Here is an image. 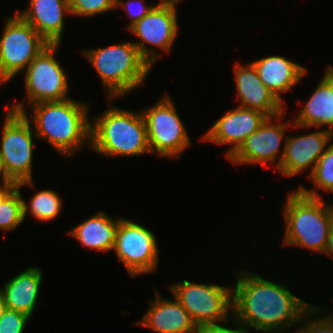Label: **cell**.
Returning <instances> with one entry per match:
<instances>
[{
  "mask_svg": "<svg viewBox=\"0 0 333 333\" xmlns=\"http://www.w3.org/2000/svg\"><path fill=\"white\" fill-rule=\"evenodd\" d=\"M232 288V318L240 327L256 331H283L303 323V314L312 306L293 295L285 285L265 280L247 270L237 273ZM234 315V316H233ZM302 320V321H300Z\"/></svg>",
  "mask_w": 333,
  "mask_h": 333,
  "instance_id": "6da1fadb",
  "label": "cell"
},
{
  "mask_svg": "<svg viewBox=\"0 0 333 333\" xmlns=\"http://www.w3.org/2000/svg\"><path fill=\"white\" fill-rule=\"evenodd\" d=\"M33 131L45 139L66 158L90 144L91 123L88 105L68 98L62 101H44L33 104Z\"/></svg>",
  "mask_w": 333,
  "mask_h": 333,
  "instance_id": "7a4b0ae2",
  "label": "cell"
},
{
  "mask_svg": "<svg viewBox=\"0 0 333 333\" xmlns=\"http://www.w3.org/2000/svg\"><path fill=\"white\" fill-rule=\"evenodd\" d=\"M315 190L302 185L288 194L284 206V246L295 245L325 254L333 225V207L325 205Z\"/></svg>",
  "mask_w": 333,
  "mask_h": 333,
  "instance_id": "3957f363",
  "label": "cell"
},
{
  "mask_svg": "<svg viewBox=\"0 0 333 333\" xmlns=\"http://www.w3.org/2000/svg\"><path fill=\"white\" fill-rule=\"evenodd\" d=\"M89 146L98 154L112 157L151 153L142 113L111 106L91 123Z\"/></svg>",
  "mask_w": 333,
  "mask_h": 333,
  "instance_id": "277c9868",
  "label": "cell"
},
{
  "mask_svg": "<svg viewBox=\"0 0 333 333\" xmlns=\"http://www.w3.org/2000/svg\"><path fill=\"white\" fill-rule=\"evenodd\" d=\"M83 55L99 74L110 99L125 95L143 84L152 67L131 42L84 50Z\"/></svg>",
  "mask_w": 333,
  "mask_h": 333,
  "instance_id": "5b68a950",
  "label": "cell"
},
{
  "mask_svg": "<svg viewBox=\"0 0 333 333\" xmlns=\"http://www.w3.org/2000/svg\"><path fill=\"white\" fill-rule=\"evenodd\" d=\"M27 112L22 103L8 108L0 142V168L15 186H34L32 178L33 136ZM34 134V135H33Z\"/></svg>",
  "mask_w": 333,
  "mask_h": 333,
  "instance_id": "8992f818",
  "label": "cell"
},
{
  "mask_svg": "<svg viewBox=\"0 0 333 333\" xmlns=\"http://www.w3.org/2000/svg\"><path fill=\"white\" fill-rule=\"evenodd\" d=\"M8 19V20H7ZM6 19L0 39V84L9 82L49 43L17 13Z\"/></svg>",
  "mask_w": 333,
  "mask_h": 333,
  "instance_id": "52a82bcc",
  "label": "cell"
},
{
  "mask_svg": "<svg viewBox=\"0 0 333 333\" xmlns=\"http://www.w3.org/2000/svg\"><path fill=\"white\" fill-rule=\"evenodd\" d=\"M160 101L143 110L148 144L151 153L177 158L188 146L190 139L172 99L165 92Z\"/></svg>",
  "mask_w": 333,
  "mask_h": 333,
  "instance_id": "ba28073f",
  "label": "cell"
},
{
  "mask_svg": "<svg viewBox=\"0 0 333 333\" xmlns=\"http://www.w3.org/2000/svg\"><path fill=\"white\" fill-rule=\"evenodd\" d=\"M175 299L187 310L197 327L216 322L229 323L232 310V289L221 285L173 283L169 288Z\"/></svg>",
  "mask_w": 333,
  "mask_h": 333,
  "instance_id": "9c48e42d",
  "label": "cell"
},
{
  "mask_svg": "<svg viewBox=\"0 0 333 333\" xmlns=\"http://www.w3.org/2000/svg\"><path fill=\"white\" fill-rule=\"evenodd\" d=\"M113 249L131 276L156 271L159 259L156 237L132 219L119 220Z\"/></svg>",
  "mask_w": 333,
  "mask_h": 333,
  "instance_id": "30bf717a",
  "label": "cell"
},
{
  "mask_svg": "<svg viewBox=\"0 0 333 333\" xmlns=\"http://www.w3.org/2000/svg\"><path fill=\"white\" fill-rule=\"evenodd\" d=\"M59 44L46 46L26 67L25 87L29 104L68 99V76L55 59Z\"/></svg>",
  "mask_w": 333,
  "mask_h": 333,
  "instance_id": "8fae6325",
  "label": "cell"
},
{
  "mask_svg": "<svg viewBox=\"0 0 333 333\" xmlns=\"http://www.w3.org/2000/svg\"><path fill=\"white\" fill-rule=\"evenodd\" d=\"M176 12L175 4L158 3L146 16L129 28L140 40L139 43L134 42L140 55L151 66L160 54L148 46L152 45L169 52L176 39L179 28Z\"/></svg>",
  "mask_w": 333,
  "mask_h": 333,
  "instance_id": "7c38bea8",
  "label": "cell"
},
{
  "mask_svg": "<svg viewBox=\"0 0 333 333\" xmlns=\"http://www.w3.org/2000/svg\"><path fill=\"white\" fill-rule=\"evenodd\" d=\"M283 113L267 117L261 126L251 133L239 149L228 159L238 164H266L277 163L275 160L280 153V145L284 139L285 130L293 122L272 124V120H280ZM277 118V119H276ZM278 154V155H277Z\"/></svg>",
  "mask_w": 333,
  "mask_h": 333,
  "instance_id": "4fadbf2b",
  "label": "cell"
},
{
  "mask_svg": "<svg viewBox=\"0 0 333 333\" xmlns=\"http://www.w3.org/2000/svg\"><path fill=\"white\" fill-rule=\"evenodd\" d=\"M332 136L333 132L323 129L297 137H287L283 151L278 156V171L291 177L311 166V175L320 156L330 146L327 144Z\"/></svg>",
  "mask_w": 333,
  "mask_h": 333,
  "instance_id": "5bb4252c",
  "label": "cell"
},
{
  "mask_svg": "<svg viewBox=\"0 0 333 333\" xmlns=\"http://www.w3.org/2000/svg\"><path fill=\"white\" fill-rule=\"evenodd\" d=\"M262 112L237 106L228 110L221 118L213 123L212 127L202 137L205 141L218 144H233L226 157L229 158L244 143L246 138L256 131L266 120Z\"/></svg>",
  "mask_w": 333,
  "mask_h": 333,
  "instance_id": "9a60e30c",
  "label": "cell"
},
{
  "mask_svg": "<svg viewBox=\"0 0 333 333\" xmlns=\"http://www.w3.org/2000/svg\"><path fill=\"white\" fill-rule=\"evenodd\" d=\"M234 73L241 107L262 112L267 117L285 113L282 102L262 83L252 63L246 67L235 64Z\"/></svg>",
  "mask_w": 333,
  "mask_h": 333,
  "instance_id": "2e32d148",
  "label": "cell"
},
{
  "mask_svg": "<svg viewBox=\"0 0 333 333\" xmlns=\"http://www.w3.org/2000/svg\"><path fill=\"white\" fill-rule=\"evenodd\" d=\"M154 301L150 302L143 318L135 324L157 333H196L197 325L187 310L176 301L163 299L155 290Z\"/></svg>",
  "mask_w": 333,
  "mask_h": 333,
  "instance_id": "e0dca14e",
  "label": "cell"
},
{
  "mask_svg": "<svg viewBox=\"0 0 333 333\" xmlns=\"http://www.w3.org/2000/svg\"><path fill=\"white\" fill-rule=\"evenodd\" d=\"M49 44H61L64 14L70 13L69 0H30L29 9L19 13Z\"/></svg>",
  "mask_w": 333,
  "mask_h": 333,
  "instance_id": "ac0fdd59",
  "label": "cell"
},
{
  "mask_svg": "<svg viewBox=\"0 0 333 333\" xmlns=\"http://www.w3.org/2000/svg\"><path fill=\"white\" fill-rule=\"evenodd\" d=\"M257 71L262 83L280 100L281 95L286 93L307 73L306 68L283 56H269L251 62Z\"/></svg>",
  "mask_w": 333,
  "mask_h": 333,
  "instance_id": "d6986e66",
  "label": "cell"
},
{
  "mask_svg": "<svg viewBox=\"0 0 333 333\" xmlns=\"http://www.w3.org/2000/svg\"><path fill=\"white\" fill-rule=\"evenodd\" d=\"M42 279L39 268L28 267L9 280L4 288L0 289L7 308L31 317L36 308Z\"/></svg>",
  "mask_w": 333,
  "mask_h": 333,
  "instance_id": "ffe728a7",
  "label": "cell"
},
{
  "mask_svg": "<svg viewBox=\"0 0 333 333\" xmlns=\"http://www.w3.org/2000/svg\"><path fill=\"white\" fill-rule=\"evenodd\" d=\"M120 219L115 218L114 221L106 213L98 212L74 227L69 234L83 246L106 253L113 249Z\"/></svg>",
  "mask_w": 333,
  "mask_h": 333,
  "instance_id": "44dd1931",
  "label": "cell"
},
{
  "mask_svg": "<svg viewBox=\"0 0 333 333\" xmlns=\"http://www.w3.org/2000/svg\"><path fill=\"white\" fill-rule=\"evenodd\" d=\"M293 122L295 128L328 125L331 128L327 129L333 132V92L323 79L320 80L318 87L313 91Z\"/></svg>",
  "mask_w": 333,
  "mask_h": 333,
  "instance_id": "7402d4cb",
  "label": "cell"
},
{
  "mask_svg": "<svg viewBox=\"0 0 333 333\" xmlns=\"http://www.w3.org/2000/svg\"><path fill=\"white\" fill-rule=\"evenodd\" d=\"M28 205L26 201L23 200V219H25L28 212H30L31 216L38 221L48 222L56 218L60 213L62 200L58 193L54 191L41 190L31 198Z\"/></svg>",
  "mask_w": 333,
  "mask_h": 333,
  "instance_id": "603a6c76",
  "label": "cell"
},
{
  "mask_svg": "<svg viewBox=\"0 0 333 333\" xmlns=\"http://www.w3.org/2000/svg\"><path fill=\"white\" fill-rule=\"evenodd\" d=\"M23 200L19 186H15L0 201V229L15 230L23 221Z\"/></svg>",
  "mask_w": 333,
  "mask_h": 333,
  "instance_id": "cb8c5ba5",
  "label": "cell"
},
{
  "mask_svg": "<svg viewBox=\"0 0 333 333\" xmlns=\"http://www.w3.org/2000/svg\"><path fill=\"white\" fill-rule=\"evenodd\" d=\"M308 177L317 189L333 192V142L320 156L314 171Z\"/></svg>",
  "mask_w": 333,
  "mask_h": 333,
  "instance_id": "d4e9b609",
  "label": "cell"
},
{
  "mask_svg": "<svg viewBox=\"0 0 333 333\" xmlns=\"http://www.w3.org/2000/svg\"><path fill=\"white\" fill-rule=\"evenodd\" d=\"M71 15L93 17L101 13L112 11L115 0H69Z\"/></svg>",
  "mask_w": 333,
  "mask_h": 333,
  "instance_id": "484cf974",
  "label": "cell"
},
{
  "mask_svg": "<svg viewBox=\"0 0 333 333\" xmlns=\"http://www.w3.org/2000/svg\"><path fill=\"white\" fill-rule=\"evenodd\" d=\"M317 310V311H316ZM319 309H316L315 306H311L304 314L303 320H308L307 323L305 322L302 328L297 329L298 333H333V325L330 321L325 317L322 316L321 318L309 319L312 315L313 317H318L317 314ZM317 315V316H316Z\"/></svg>",
  "mask_w": 333,
  "mask_h": 333,
  "instance_id": "4316f807",
  "label": "cell"
},
{
  "mask_svg": "<svg viewBox=\"0 0 333 333\" xmlns=\"http://www.w3.org/2000/svg\"><path fill=\"white\" fill-rule=\"evenodd\" d=\"M30 318L24 313L7 308L0 318V333H23Z\"/></svg>",
  "mask_w": 333,
  "mask_h": 333,
  "instance_id": "83f0119b",
  "label": "cell"
},
{
  "mask_svg": "<svg viewBox=\"0 0 333 333\" xmlns=\"http://www.w3.org/2000/svg\"><path fill=\"white\" fill-rule=\"evenodd\" d=\"M119 6L125 9V11L127 12L126 15L129 14V17H131L132 21L131 23H129L130 25H128L127 29H129L135 23L139 22L154 7L153 5L146 6L143 0H128V2H123L122 0H115V8H118Z\"/></svg>",
  "mask_w": 333,
  "mask_h": 333,
  "instance_id": "f1b7e54d",
  "label": "cell"
},
{
  "mask_svg": "<svg viewBox=\"0 0 333 333\" xmlns=\"http://www.w3.org/2000/svg\"><path fill=\"white\" fill-rule=\"evenodd\" d=\"M240 324V328L238 326L237 328L234 326V329L225 327L218 323L205 324L199 326L196 333H249V330L242 323Z\"/></svg>",
  "mask_w": 333,
  "mask_h": 333,
  "instance_id": "f546056e",
  "label": "cell"
},
{
  "mask_svg": "<svg viewBox=\"0 0 333 333\" xmlns=\"http://www.w3.org/2000/svg\"><path fill=\"white\" fill-rule=\"evenodd\" d=\"M14 187H15V183L12 180H10L6 177H2V186H0V201Z\"/></svg>",
  "mask_w": 333,
  "mask_h": 333,
  "instance_id": "4dcf8cb0",
  "label": "cell"
},
{
  "mask_svg": "<svg viewBox=\"0 0 333 333\" xmlns=\"http://www.w3.org/2000/svg\"><path fill=\"white\" fill-rule=\"evenodd\" d=\"M322 79L330 86L333 92V67H328Z\"/></svg>",
  "mask_w": 333,
  "mask_h": 333,
  "instance_id": "1f68e13d",
  "label": "cell"
},
{
  "mask_svg": "<svg viewBox=\"0 0 333 333\" xmlns=\"http://www.w3.org/2000/svg\"><path fill=\"white\" fill-rule=\"evenodd\" d=\"M325 254H327L328 256H331V257L333 256V225H332V227L330 229V233L328 235V241H327Z\"/></svg>",
  "mask_w": 333,
  "mask_h": 333,
  "instance_id": "d6a6232c",
  "label": "cell"
},
{
  "mask_svg": "<svg viewBox=\"0 0 333 333\" xmlns=\"http://www.w3.org/2000/svg\"><path fill=\"white\" fill-rule=\"evenodd\" d=\"M6 309H7V306L5 304L2 294L0 293V318L2 317V315L4 314Z\"/></svg>",
  "mask_w": 333,
  "mask_h": 333,
  "instance_id": "836d02e7",
  "label": "cell"
},
{
  "mask_svg": "<svg viewBox=\"0 0 333 333\" xmlns=\"http://www.w3.org/2000/svg\"><path fill=\"white\" fill-rule=\"evenodd\" d=\"M181 0H160L159 3H165V4H178Z\"/></svg>",
  "mask_w": 333,
  "mask_h": 333,
  "instance_id": "e575fe53",
  "label": "cell"
},
{
  "mask_svg": "<svg viewBox=\"0 0 333 333\" xmlns=\"http://www.w3.org/2000/svg\"><path fill=\"white\" fill-rule=\"evenodd\" d=\"M327 316H326V318L330 321V323L333 325V314L331 313V314H326Z\"/></svg>",
  "mask_w": 333,
  "mask_h": 333,
  "instance_id": "d590c367",
  "label": "cell"
},
{
  "mask_svg": "<svg viewBox=\"0 0 333 333\" xmlns=\"http://www.w3.org/2000/svg\"><path fill=\"white\" fill-rule=\"evenodd\" d=\"M266 332H269V333H274L275 331H266ZM293 333H298L297 330L293 331Z\"/></svg>",
  "mask_w": 333,
  "mask_h": 333,
  "instance_id": "8d00e7d4",
  "label": "cell"
},
{
  "mask_svg": "<svg viewBox=\"0 0 333 333\" xmlns=\"http://www.w3.org/2000/svg\"><path fill=\"white\" fill-rule=\"evenodd\" d=\"M0 176H1V177H4L3 174H2L1 168H0Z\"/></svg>",
  "mask_w": 333,
  "mask_h": 333,
  "instance_id": "74e56055",
  "label": "cell"
}]
</instances>
